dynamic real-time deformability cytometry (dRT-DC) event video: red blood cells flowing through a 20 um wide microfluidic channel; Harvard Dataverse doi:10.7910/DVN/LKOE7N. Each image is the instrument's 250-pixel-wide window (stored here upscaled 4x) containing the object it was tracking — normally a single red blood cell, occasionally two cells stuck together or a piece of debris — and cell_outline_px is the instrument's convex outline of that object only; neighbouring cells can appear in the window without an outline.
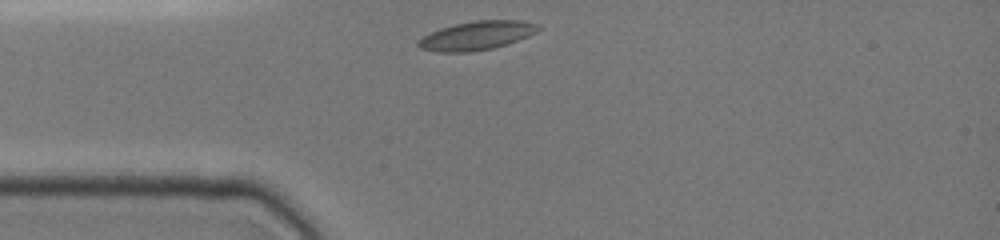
{"species": "common noctule bat (a hibernating species)", "species_latin": "Nyctalus noctula", "temperature_condition": "cold", "stored_images_in_passage": 23, "camera_frame_rate_fps": 3000, "um_per_image_px": 0.085, "animal": {"sex": "female", "body_mass_g": 19.0, "forearm_length_mm": 51.5}, "frame": {"image": 1, "passage_image": 1, "time_ms": 0.0, "image_size_px": [1000, 240], "cell_outline_px": [[544, 28], [528, 36], [492, 48], [468, 52], [440, 52], [420, 48], [416, 44], [424, 36], [440, 28], [456, 24], [476, 20], [520, 20], [540, 24]], "centroid_in_image_um": [40.57, 3.01], "position_along_channel_um": 44.4, "area_um2": 19.88}}
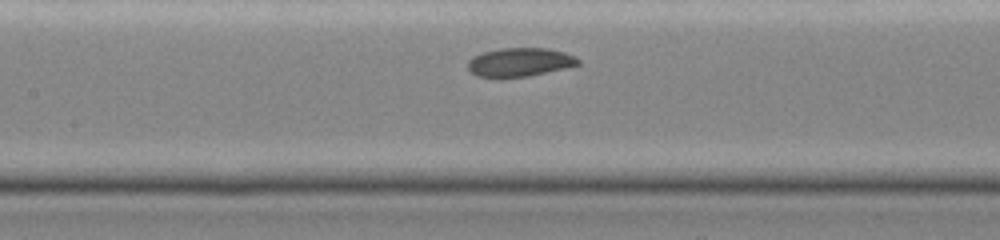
{"frame": {"image": 2, "passage_image": 9, "time_ms": 3.333, "image_size_px": [1000, 240], "cell_outline_px": [[580, 64], [564, 68], [528, 76], [476, 76], [468, 68], [468, 60], [472, 56], [484, 52], [500, 48], [548, 48], [564, 52], [576, 56], [580, 60]], "centroid_in_image_um": [44.2, 5.26], "position_along_channel_um": 163.2, "area_um2": 18.15}}
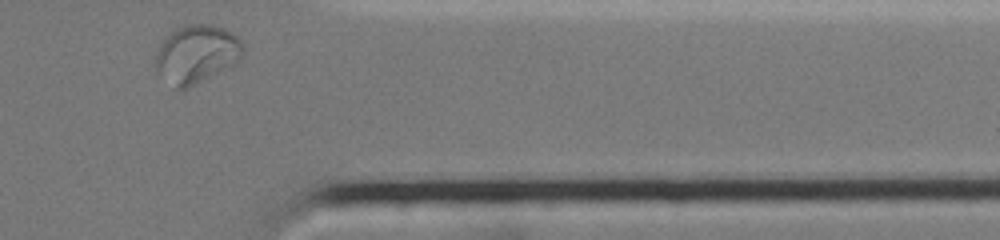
{"frame": {"image": 3, "passage_image": 23, "time_ms": 9.333, "image_size_px": [1000, 240], "cell_outline_px": [[244, 56], [240, 60], [188, 88], [176, 88], [156, 68], [156, 52], [164, 36], [172, 28], [184, 24], [212, 24], [224, 28], [232, 32], [240, 40], [244, 48]], "centroid_in_image_um": [16.72, 4.52], "position_along_channel_um": 394.7, "area_um2": 29.54}}